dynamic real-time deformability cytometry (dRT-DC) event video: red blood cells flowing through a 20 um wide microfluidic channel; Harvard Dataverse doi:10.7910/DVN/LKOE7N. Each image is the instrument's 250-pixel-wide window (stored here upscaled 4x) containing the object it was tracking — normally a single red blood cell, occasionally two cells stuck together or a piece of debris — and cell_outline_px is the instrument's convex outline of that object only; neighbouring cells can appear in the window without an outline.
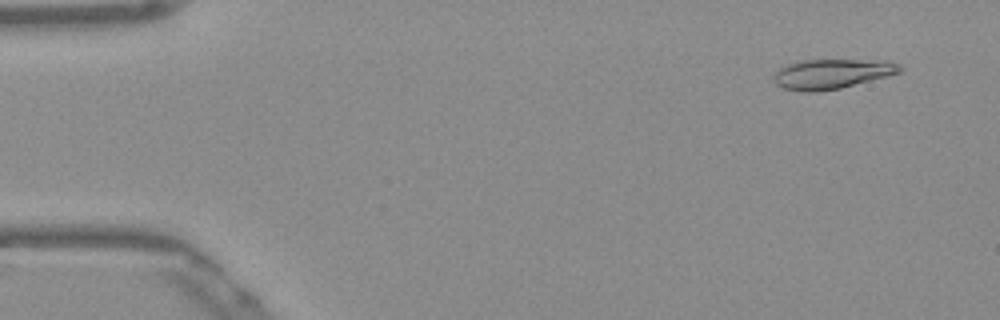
{"species": "Egyptian fruit bat (a non-hibernating species)", "species_latin": "Rousettus aegyptiacus", "temperature_condition": "warm", "stored_images_in_passage": 50, "camera_frame_rate_fps": 3000, "um_per_image_px": 0.085, "frame": {"image": 1, "passage_image": 2, "time_ms": 0.333, "image_size_px": [1000, 320], "cell_outline_px": [[904, 68], [900, 72], [840, 88], [816, 92], [804, 92], [784, 88], [776, 84], [772, 80], [772, 76], [780, 68], [788, 64], [804, 60], [888, 60], [900, 64]], "centroid_in_image_um": [70.7, 6.27], "position_along_channel_um": 14.3, "area_um2": 21.79}}
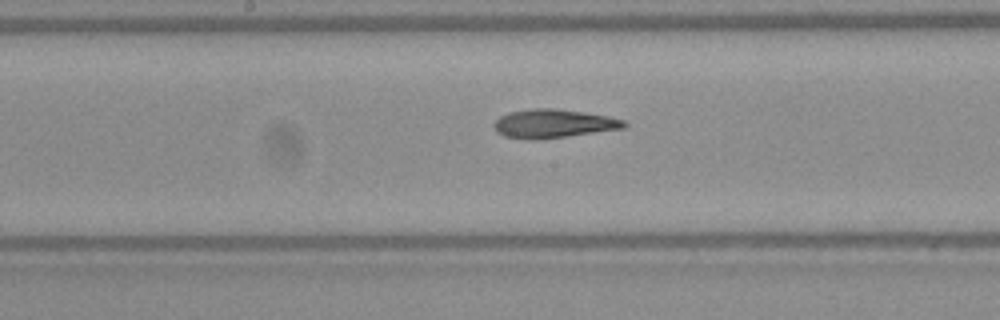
{"frame": {"image": 2, "passage_image": 25, "time_ms": 8.0, "image_size_px": [1000, 320], "cell_outline_px": [[628, 124], [624, 128], [568, 136], [536, 140], [528, 140], [504, 136], [496, 132], [492, 124], [500, 116], [508, 112], [532, 108], [552, 108], [584, 112], [608, 116], [624, 120]], "centroid_in_image_um": [47.0, 10.51], "position_along_channel_um": 201.2, "area_um2": 21.85}}
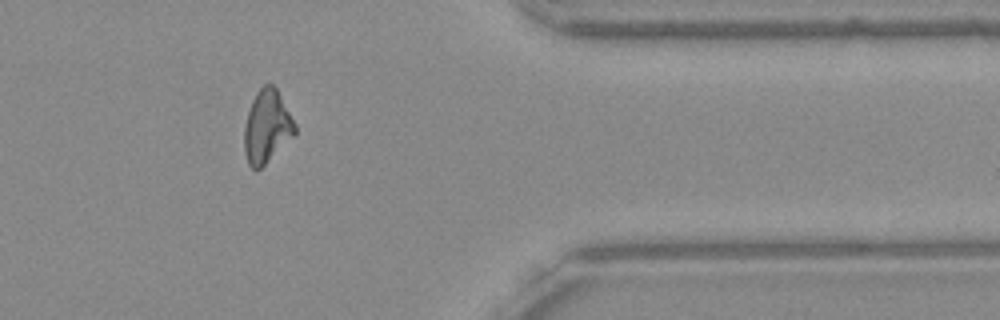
{"frame": {"image": 3, "passage_image": 41, "time_ms": 13.333, "image_size_px": [1000, 320], "cell_outline_px": [[296, 132], [256, 172], [248, 164], [244, 152], [244, 128], [248, 112], [252, 100], [256, 92], [264, 84], [272, 84], [276, 88], [296, 124]], "centroid_in_image_um": [22.66, 10.75], "position_along_channel_um": 388.7, "area_um2": 21.15}, "authors_computed_cell_mechanics": {"area_um2": 21.3571, "velocity_mm_per_s": 3.884, "shape_relaxation_time_tau1_ms": 9.3401, "shape_relaxation_time_tau2_ms": 3.293, "deformation_change_tau1": 0.2814, "deformation_change_tau2": 0.1305}}